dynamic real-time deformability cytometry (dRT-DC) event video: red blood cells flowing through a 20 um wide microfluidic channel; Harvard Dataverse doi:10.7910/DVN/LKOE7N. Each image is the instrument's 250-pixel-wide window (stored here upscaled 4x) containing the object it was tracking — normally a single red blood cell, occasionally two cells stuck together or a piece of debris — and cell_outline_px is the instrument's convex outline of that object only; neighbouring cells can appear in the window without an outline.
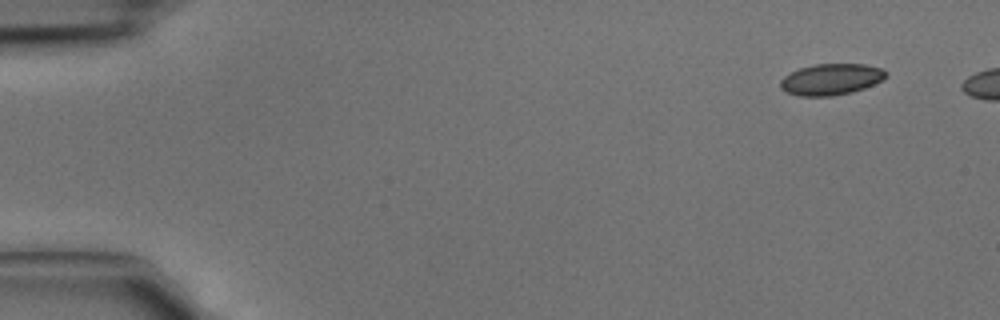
{"species": "common noctule bat (a hibernating species)", "species_latin": "Nyctalus noctula", "temperature_condition": "cold", "stored_images_in_passage": 5, "camera_frame_rate_fps": 3000, "um_per_image_px": 0.085, "animal": {"sex": "male", "body_mass_g": 15.6}, "frame": {"image": 1, "passage_image": 1, "time_ms": 0.0, "image_size_px": [1000, 320], "cell_outline_px": [[888, 76], [864, 88], [852, 92], [832, 96], [800, 96], [788, 92], [780, 88], [780, 80], [784, 76], [800, 68], [816, 64], [864, 64], [880, 68], [888, 72]], "centroid_in_image_um": [70.64, 6.74], "position_along_channel_um": 14.4, "area_um2": 19.07}}
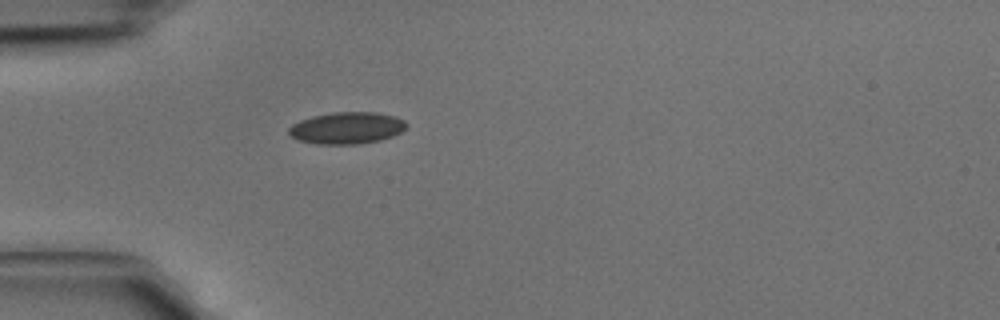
{"frame": {"image": 2, "passage_image": 5, "time_ms": 1.333, "image_size_px": [1000, 320], "cell_outline_px": [[408, 124], [400, 132], [392, 136], [380, 140], [356, 144], [316, 144], [300, 140], [292, 136], [288, 132], [288, 128], [292, 124], [300, 120], [312, 116], [332, 112], [376, 112], [396, 116], [404, 120]], "centroid_in_image_um": [29.48, 10.87], "position_along_channel_um": 55.5, "area_um2": 21.79}}